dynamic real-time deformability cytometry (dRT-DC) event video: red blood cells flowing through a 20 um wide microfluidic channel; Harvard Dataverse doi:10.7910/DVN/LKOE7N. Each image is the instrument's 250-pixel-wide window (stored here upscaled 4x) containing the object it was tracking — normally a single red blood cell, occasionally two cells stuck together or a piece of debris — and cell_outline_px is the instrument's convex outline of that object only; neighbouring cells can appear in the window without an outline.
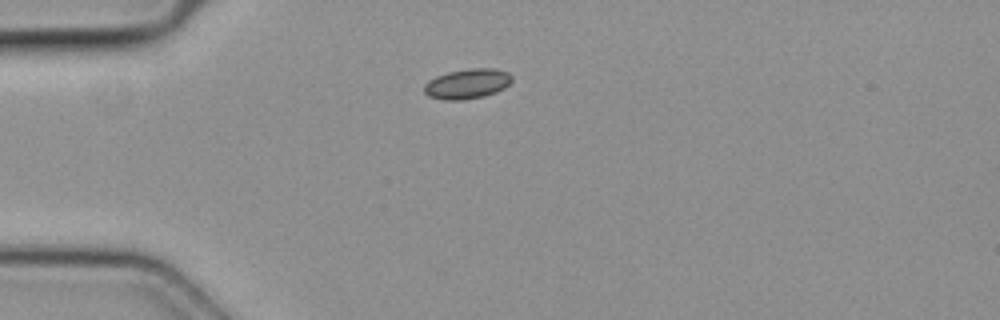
{"species": "common noctule bat (a hibernating species)", "species_latin": "Nyctalus noctula", "temperature_condition": "cold", "stored_images_in_passage": 3, "camera_frame_rate_fps": 3000, "um_per_image_px": 0.085, "animal": {"sex": "female", "body_mass_g": 19.3, "forearm_length_mm": 54.1}, "frame": {"image": 1, "passage_image": 1, "time_ms": 0.0, "image_size_px": [1000, 320], "cell_outline_px": [[512, 80], [504, 88], [496, 92], [484, 96], [464, 100], [444, 100], [428, 96], [424, 92], [424, 84], [428, 80], [436, 76], [448, 72], [472, 68], [492, 68], [508, 72], [512, 76]], "centroid_in_image_um": [39.7, 7.12], "position_along_channel_um": 45.3, "area_um2": 15.37}}
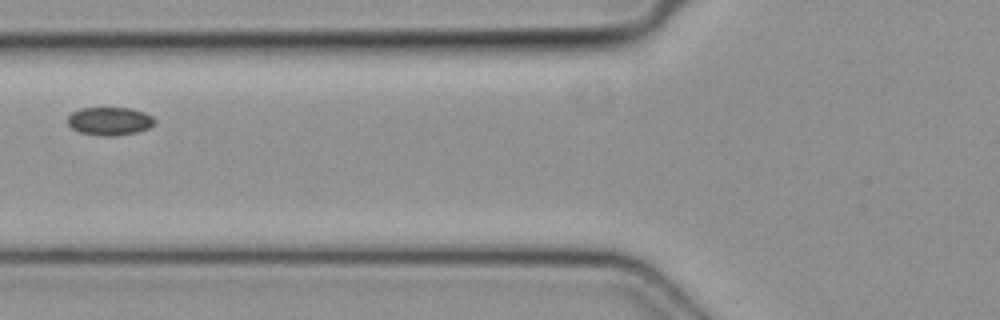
{"frame": {"image": 2, "passage_image": 3, "time_ms": 0.667, "image_size_px": [1000, 320], "cell_outline_px": [[156, 120], [148, 128], [136, 132], [116, 136], [104, 136], [80, 132], [72, 128], [68, 124], [68, 116], [72, 112], [80, 108], [132, 108], [144, 112], [152, 116]], "centroid_in_image_um": [9.32, 10.29], "position_along_channel_um": 116.5, "area_um2": 14.22}}